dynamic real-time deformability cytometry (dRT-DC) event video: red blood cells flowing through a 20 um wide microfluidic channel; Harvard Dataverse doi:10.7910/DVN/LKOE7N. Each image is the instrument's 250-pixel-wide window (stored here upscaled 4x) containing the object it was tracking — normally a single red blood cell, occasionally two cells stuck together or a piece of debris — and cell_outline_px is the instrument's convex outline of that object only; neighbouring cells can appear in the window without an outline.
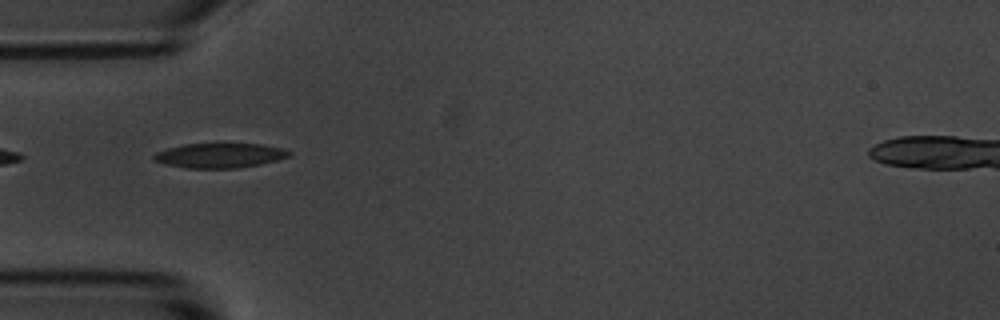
{"species": "common noctule bat (a hibernating species)", "species_latin": "Nyctalus noctula", "temperature_condition": "room temperature", "stored_images_in_passage": 6, "camera_frame_rate_fps": 3000, "um_per_image_px": 0.085, "animal": {"sex": "male", "body_mass_g": 20.1, "forearm_length_mm": 53.5}, "frame": {"image": 1, "passage_image": 4, "time_ms": 3.333, "image_size_px": [1000, 320], "cell_outline_px": [[292, 152], [288, 156], [276, 160], [260, 164], [236, 168], [188, 168], [164, 164], [156, 160], [152, 156], [156, 152], [168, 148], [184, 144], [260, 144], [284, 148]], "centroid_in_image_um": [18.68, 13.21], "position_along_channel_um": 66.3, "area_um2": 19.25}}
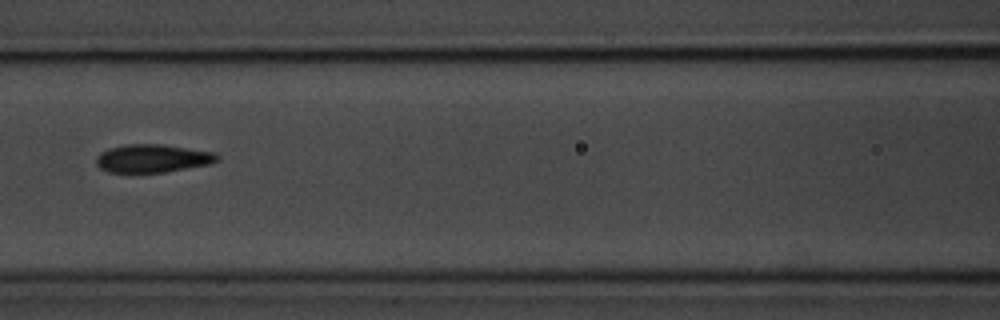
{"frame": {"image": 2, "passage_image": 6, "time_ms": 5.667, "image_size_px": [1000, 320], "cell_outline_px": [[220, 160], [208, 164], [164, 172], [108, 172], [100, 168], [96, 164], [96, 156], [100, 152], [108, 148], [124, 144], [164, 144], [212, 152], [220, 156]], "centroid_in_image_um": [12.93, 13.45], "position_along_channel_um": 153.7, "area_um2": 19.83}}